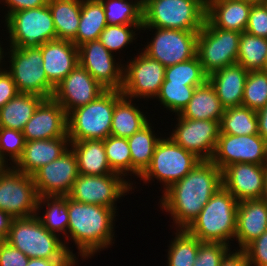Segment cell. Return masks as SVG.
<instances>
[{"instance_id":"obj_62","label":"cell","mask_w":267,"mask_h":266,"mask_svg":"<svg viewBox=\"0 0 267 266\" xmlns=\"http://www.w3.org/2000/svg\"><path fill=\"white\" fill-rule=\"evenodd\" d=\"M4 242V240L0 237V245Z\"/></svg>"},{"instance_id":"obj_25","label":"cell","mask_w":267,"mask_h":266,"mask_svg":"<svg viewBox=\"0 0 267 266\" xmlns=\"http://www.w3.org/2000/svg\"><path fill=\"white\" fill-rule=\"evenodd\" d=\"M248 70L238 63L226 66L208 75L224 109L242 105Z\"/></svg>"},{"instance_id":"obj_51","label":"cell","mask_w":267,"mask_h":266,"mask_svg":"<svg viewBox=\"0 0 267 266\" xmlns=\"http://www.w3.org/2000/svg\"><path fill=\"white\" fill-rule=\"evenodd\" d=\"M220 266H250L248 256L243 249L229 251L223 258Z\"/></svg>"},{"instance_id":"obj_28","label":"cell","mask_w":267,"mask_h":266,"mask_svg":"<svg viewBox=\"0 0 267 266\" xmlns=\"http://www.w3.org/2000/svg\"><path fill=\"white\" fill-rule=\"evenodd\" d=\"M224 108L210 82L197 86L191 100L179 114L182 118L220 121Z\"/></svg>"},{"instance_id":"obj_10","label":"cell","mask_w":267,"mask_h":266,"mask_svg":"<svg viewBox=\"0 0 267 266\" xmlns=\"http://www.w3.org/2000/svg\"><path fill=\"white\" fill-rule=\"evenodd\" d=\"M241 32L214 27L207 19L197 36L198 56L207 75L235 64Z\"/></svg>"},{"instance_id":"obj_55","label":"cell","mask_w":267,"mask_h":266,"mask_svg":"<svg viewBox=\"0 0 267 266\" xmlns=\"http://www.w3.org/2000/svg\"><path fill=\"white\" fill-rule=\"evenodd\" d=\"M262 199L267 203V165H266V169H265L264 191H263Z\"/></svg>"},{"instance_id":"obj_36","label":"cell","mask_w":267,"mask_h":266,"mask_svg":"<svg viewBox=\"0 0 267 266\" xmlns=\"http://www.w3.org/2000/svg\"><path fill=\"white\" fill-rule=\"evenodd\" d=\"M267 58V39L241 33L237 62L248 71L263 70Z\"/></svg>"},{"instance_id":"obj_9","label":"cell","mask_w":267,"mask_h":266,"mask_svg":"<svg viewBox=\"0 0 267 266\" xmlns=\"http://www.w3.org/2000/svg\"><path fill=\"white\" fill-rule=\"evenodd\" d=\"M7 50H10L7 53L10 55V64L6 71L12 76L19 93L40 95L45 99L52 98L55 87L45 74L41 49L8 46Z\"/></svg>"},{"instance_id":"obj_15","label":"cell","mask_w":267,"mask_h":266,"mask_svg":"<svg viewBox=\"0 0 267 266\" xmlns=\"http://www.w3.org/2000/svg\"><path fill=\"white\" fill-rule=\"evenodd\" d=\"M211 161L221 170L234 163L267 165V141L259 134H220Z\"/></svg>"},{"instance_id":"obj_20","label":"cell","mask_w":267,"mask_h":266,"mask_svg":"<svg viewBox=\"0 0 267 266\" xmlns=\"http://www.w3.org/2000/svg\"><path fill=\"white\" fill-rule=\"evenodd\" d=\"M25 141L68 136L67 113L53 98L44 99L22 131Z\"/></svg>"},{"instance_id":"obj_5","label":"cell","mask_w":267,"mask_h":266,"mask_svg":"<svg viewBox=\"0 0 267 266\" xmlns=\"http://www.w3.org/2000/svg\"><path fill=\"white\" fill-rule=\"evenodd\" d=\"M119 90H105L95 100L67 114L70 142L105 140L111 132L116 101L122 96Z\"/></svg>"},{"instance_id":"obj_58","label":"cell","mask_w":267,"mask_h":266,"mask_svg":"<svg viewBox=\"0 0 267 266\" xmlns=\"http://www.w3.org/2000/svg\"><path fill=\"white\" fill-rule=\"evenodd\" d=\"M131 1H133V0H131ZM146 1H147V0H134V2L139 3L142 7H144Z\"/></svg>"},{"instance_id":"obj_39","label":"cell","mask_w":267,"mask_h":266,"mask_svg":"<svg viewBox=\"0 0 267 266\" xmlns=\"http://www.w3.org/2000/svg\"><path fill=\"white\" fill-rule=\"evenodd\" d=\"M208 80L198 56L192 59L166 67L164 81L185 83L188 86H201Z\"/></svg>"},{"instance_id":"obj_47","label":"cell","mask_w":267,"mask_h":266,"mask_svg":"<svg viewBox=\"0 0 267 266\" xmlns=\"http://www.w3.org/2000/svg\"><path fill=\"white\" fill-rule=\"evenodd\" d=\"M250 266H267V231L253 240L243 249Z\"/></svg>"},{"instance_id":"obj_12","label":"cell","mask_w":267,"mask_h":266,"mask_svg":"<svg viewBox=\"0 0 267 266\" xmlns=\"http://www.w3.org/2000/svg\"><path fill=\"white\" fill-rule=\"evenodd\" d=\"M155 30L154 37L145 45L142 52L148 57L168 67L188 61L196 56L199 32L177 29L141 27V30Z\"/></svg>"},{"instance_id":"obj_16","label":"cell","mask_w":267,"mask_h":266,"mask_svg":"<svg viewBox=\"0 0 267 266\" xmlns=\"http://www.w3.org/2000/svg\"><path fill=\"white\" fill-rule=\"evenodd\" d=\"M177 116L169 137L201 160H211L220 135V121L195 120Z\"/></svg>"},{"instance_id":"obj_38","label":"cell","mask_w":267,"mask_h":266,"mask_svg":"<svg viewBox=\"0 0 267 266\" xmlns=\"http://www.w3.org/2000/svg\"><path fill=\"white\" fill-rule=\"evenodd\" d=\"M108 24H143V7L131 0H101Z\"/></svg>"},{"instance_id":"obj_27","label":"cell","mask_w":267,"mask_h":266,"mask_svg":"<svg viewBox=\"0 0 267 266\" xmlns=\"http://www.w3.org/2000/svg\"><path fill=\"white\" fill-rule=\"evenodd\" d=\"M76 155L79 175H107L114 173L108 164L103 140L70 142Z\"/></svg>"},{"instance_id":"obj_60","label":"cell","mask_w":267,"mask_h":266,"mask_svg":"<svg viewBox=\"0 0 267 266\" xmlns=\"http://www.w3.org/2000/svg\"><path fill=\"white\" fill-rule=\"evenodd\" d=\"M213 0H202V2L205 4V5H208L210 2H212Z\"/></svg>"},{"instance_id":"obj_19","label":"cell","mask_w":267,"mask_h":266,"mask_svg":"<svg viewBox=\"0 0 267 266\" xmlns=\"http://www.w3.org/2000/svg\"><path fill=\"white\" fill-rule=\"evenodd\" d=\"M106 89L79 64L58 84L52 98L68 114L95 100Z\"/></svg>"},{"instance_id":"obj_57","label":"cell","mask_w":267,"mask_h":266,"mask_svg":"<svg viewBox=\"0 0 267 266\" xmlns=\"http://www.w3.org/2000/svg\"><path fill=\"white\" fill-rule=\"evenodd\" d=\"M1 42V41H0ZM1 43H0V67L3 65V66H5L6 65V63H4V58H5V56H6V53L7 52H5L4 53V50H6V49H3V47H1ZM5 55V56H4ZM3 60V61H2ZM3 63V64H2ZM2 64V65H1ZM5 64V65H4Z\"/></svg>"},{"instance_id":"obj_31","label":"cell","mask_w":267,"mask_h":266,"mask_svg":"<svg viewBox=\"0 0 267 266\" xmlns=\"http://www.w3.org/2000/svg\"><path fill=\"white\" fill-rule=\"evenodd\" d=\"M150 121L139 131L127 138L131 160H132V176L140 177L149 167L155 147L162 138L156 136Z\"/></svg>"},{"instance_id":"obj_23","label":"cell","mask_w":267,"mask_h":266,"mask_svg":"<svg viewBox=\"0 0 267 266\" xmlns=\"http://www.w3.org/2000/svg\"><path fill=\"white\" fill-rule=\"evenodd\" d=\"M70 148L68 136L26 141L20 158L12 167L27 175H33L42 166L58 159Z\"/></svg>"},{"instance_id":"obj_26","label":"cell","mask_w":267,"mask_h":266,"mask_svg":"<svg viewBox=\"0 0 267 266\" xmlns=\"http://www.w3.org/2000/svg\"><path fill=\"white\" fill-rule=\"evenodd\" d=\"M252 4L242 0H213L206 5V19L214 27L242 33L246 30Z\"/></svg>"},{"instance_id":"obj_8","label":"cell","mask_w":267,"mask_h":266,"mask_svg":"<svg viewBox=\"0 0 267 266\" xmlns=\"http://www.w3.org/2000/svg\"><path fill=\"white\" fill-rule=\"evenodd\" d=\"M5 24L7 33H9V46L39 47L46 42L57 39L48 4L14 12L5 19Z\"/></svg>"},{"instance_id":"obj_4","label":"cell","mask_w":267,"mask_h":266,"mask_svg":"<svg viewBox=\"0 0 267 266\" xmlns=\"http://www.w3.org/2000/svg\"><path fill=\"white\" fill-rule=\"evenodd\" d=\"M238 204L237 199L222 186L186 230L201 242L230 246V240L235 239Z\"/></svg>"},{"instance_id":"obj_7","label":"cell","mask_w":267,"mask_h":266,"mask_svg":"<svg viewBox=\"0 0 267 266\" xmlns=\"http://www.w3.org/2000/svg\"><path fill=\"white\" fill-rule=\"evenodd\" d=\"M201 161L194 153L176 144L170 137L158 141L151 163L139 177L145 184L154 178L163 185V192L181 180Z\"/></svg>"},{"instance_id":"obj_11","label":"cell","mask_w":267,"mask_h":266,"mask_svg":"<svg viewBox=\"0 0 267 266\" xmlns=\"http://www.w3.org/2000/svg\"><path fill=\"white\" fill-rule=\"evenodd\" d=\"M134 190L132 181L122 175H79L67 195L69 198L86 204H95L113 208L117 211V201Z\"/></svg>"},{"instance_id":"obj_46","label":"cell","mask_w":267,"mask_h":266,"mask_svg":"<svg viewBox=\"0 0 267 266\" xmlns=\"http://www.w3.org/2000/svg\"><path fill=\"white\" fill-rule=\"evenodd\" d=\"M245 31L267 39V4L265 2L252 4Z\"/></svg>"},{"instance_id":"obj_43","label":"cell","mask_w":267,"mask_h":266,"mask_svg":"<svg viewBox=\"0 0 267 266\" xmlns=\"http://www.w3.org/2000/svg\"><path fill=\"white\" fill-rule=\"evenodd\" d=\"M267 104V72L249 71L244 87L242 105L259 111Z\"/></svg>"},{"instance_id":"obj_30","label":"cell","mask_w":267,"mask_h":266,"mask_svg":"<svg viewBox=\"0 0 267 266\" xmlns=\"http://www.w3.org/2000/svg\"><path fill=\"white\" fill-rule=\"evenodd\" d=\"M44 99L40 95L18 93L0 109V127L22 132Z\"/></svg>"},{"instance_id":"obj_53","label":"cell","mask_w":267,"mask_h":266,"mask_svg":"<svg viewBox=\"0 0 267 266\" xmlns=\"http://www.w3.org/2000/svg\"><path fill=\"white\" fill-rule=\"evenodd\" d=\"M258 133L267 141V104L257 111Z\"/></svg>"},{"instance_id":"obj_13","label":"cell","mask_w":267,"mask_h":266,"mask_svg":"<svg viewBox=\"0 0 267 266\" xmlns=\"http://www.w3.org/2000/svg\"><path fill=\"white\" fill-rule=\"evenodd\" d=\"M38 193L31 175L9 166L0 174V210L12 218L36 215Z\"/></svg>"},{"instance_id":"obj_24","label":"cell","mask_w":267,"mask_h":266,"mask_svg":"<svg viewBox=\"0 0 267 266\" xmlns=\"http://www.w3.org/2000/svg\"><path fill=\"white\" fill-rule=\"evenodd\" d=\"M267 231V203L262 199L240 201L237 208L235 241L244 249Z\"/></svg>"},{"instance_id":"obj_59","label":"cell","mask_w":267,"mask_h":266,"mask_svg":"<svg viewBox=\"0 0 267 266\" xmlns=\"http://www.w3.org/2000/svg\"><path fill=\"white\" fill-rule=\"evenodd\" d=\"M242 1H248L251 3H261V2H265L266 0H242Z\"/></svg>"},{"instance_id":"obj_35","label":"cell","mask_w":267,"mask_h":266,"mask_svg":"<svg viewBox=\"0 0 267 266\" xmlns=\"http://www.w3.org/2000/svg\"><path fill=\"white\" fill-rule=\"evenodd\" d=\"M220 134H259L257 111L243 105L225 109L220 120Z\"/></svg>"},{"instance_id":"obj_50","label":"cell","mask_w":267,"mask_h":266,"mask_svg":"<svg viewBox=\"0 0 267 266\" xmlns=\"http://www.w3.org/2000/svg\"><path fill=\"white\" fill-rule=\"evenodd\" d=\"M4 3V7L7 6V14L4 16L5 19L12 13L45 6L48 4V0H0V3Z\"/></svg>"},{"instance_id":"obj_32","label":"cell","mask_w":267,"mask_h":266,"mask_svg":"<svg viewBox=\"0 0 267 266\" xmlns=\"http://www.w3.org/2000/svg\"><path fill=\"white\" fill-rule=\"evenodd\" d=\"M107 25L101 0H81L79 28L72 42L78 47L85 42L98 40Z\"/></svg>"},{"instance_id":"obj_17","label":"cell","mask_w":267,"mask_h":266,"mask_svg":"<svg viewBox=\"0 0 267 266\" xmlns=\"http://www.w3.org/2000/svg\"><path fill=\"white\" fill-rule=\"evenodd\" d=\"M114 57L99 40L88 41L78 46L79 65L106 90L121 91L124 63L116 62Z\"/></svg>"},{"instance_id":"obj_52","label":"cell","mask_w":267,"mask_h":266,"mask_svg":"<svg viewBox=\"0 0 267 266\" xmlns=\"http://www.w3.org/2000/svg\"><path fill=\"white\" fill-rule=\"evenodd\" d=\"M77 259H41L29 258L27 266H76Z\"/></svg>"},{"instance_id":"obj_6","label":"cell","mask_w":267,"mask_h":266,"mask_svg":"<svg viewBox=\"0 0 267 266\" xmlns=\"http://www.w3.org/2000/svg\"><path fill=\"white\" fill-rule=\"evenodd\" d=\"M206 20L201 0H147L142 27L199 32Z\"/></svg>"},{"instance_id":"obj_1","label":"cell","mask_w":267,"mask_h":266,"mask_svg":"<svg viewBox=\"0 0 267 266\" xmlns=\"http://www.w3.org/2000/svg\"><path fill=\"white\" fill-rule=\"evenodd\" d=\"M222 187V170L211 160H201L181 180L173 183L160 198L161 210L173 219L175 229H187Z\"/></svg>"},{"instance_id":"obj_41","label":"cell","mask_w":267,"mask_h":266,"mask_svg":"<svg viewBox=\"0 0 267 266\" xmlns=\"http://www.w3.org/2000/svg\"><path fill=\"white\" fill-rule=\"evenodd\" d=\"M195 89L196 87L185 85V83L163 81L156 100L158 99L166 110L178 115L191 100Z\"/></svg>"},{"instance_id":"obj_14","label":"cell","mask_w":267,"mask_h":266,"mask_svg":"<svg viewBox=\"0 0 267 266\" xmlns=\"http://www.w3.org/2000/svg\"><path fill=\"white\" fill-rule=\"evenodd\" d=\"M129 61L124 64L122 94L131 99L138 98V101L139 98L155 99L164 81L166 67L142 51Z\"/></svg>"},{"instance_id":"obj_44","label":"cell","mask_w":267,"mask_h":266,"mask_svg":"<svg viewBox=\"0 0 267 266\" xmlns=\"http://www.w3.org/2000/svg\"><path fill=\"white\" fill-rule=\"evenodd\" d=\"M25 142L21 131L0 127V156L7 164L9 161L10 166L14 165L20 158Z\"/></svg>"},{"instance_id":"obj_37","label":"cell","mask_w":267,"mask_h":266,"mask_svg":"<svg viewBox=\"0 0 267 266\" xmlns=\"http://www.w3.org/2000/svg\"><path fill=\"white\" fill-rule=\"evenodd\" d=\"M174 234L168 247L167 266H193L201 241L186 229H176Z\"/></svg>"},{"instance_id":"obj_21","label":"cell","mask_w":267,"mask_h":266,"mask_svg":"<svg viewBox=\"0 0 267 266\" xmlns=\"http://www.w3.org/2000/svg\"><path fill=\"white\" fill-rule=\"evenodd\" d=\"M266 165L234 163L222 170V186L238 202L262 198Z\"/></svg>"},{"instance_id":"obj_42","label":"cell","mask_w":267,"mask_h":266,"mask_svg":"<svg viewBox=\"0 0 267 266\" xmlns=\"http://www.w3.org/2000/svg\"><path fill=\"white\" fill-rule=\"evenodd\" d=\"M143 24H108L105 29L100 33L99 41L109 50L112 54L114 52L123 50L125 47L130 45L135 37L136 31H141ZM136 30V31H135ZM123 48V49H122Z\"/></svg>"},{"instance_id":"obj_61","label":"cell","mask_w":267,"mask_h":266,"mask_svg":"<svg viewBox=\"0 0 267 266\" xmlns=\"http://www.w3.org/2000/svg\"><path fill=\"white\" fill-rule=\"evenodd\" d=\"M264 71L267 72V58H266L265 66H264Z\"/></svg>"},{"instance_id":"obj_56","label":"cell","mask_w":267,"mask_h":266,"mask_svg":"<svg viewBox=\"0 0 267 266\" xmlns=\"http://www.w3.org/2000/svg\"><path fill=\"white\" fill-rule=\"evenodd\" d=\"M8 167L9 164H7L0 156V174H2Z\"/></svg>"},{"instance_id":"obj_49","label":"cell","mask_w":267,"mask_h":266,"mask_svg":"<svg viewBox=\"0 0 267 266\" xmlns=\"http://www.w3.org/2000/svg\"><path fill=\"white\" fill-rule=\"evenodd\" d=\"M19 91L16 84L12 79V76L6 71V69L0 67V109L15 97Z\"/></svg>"},{"instance_id":"obj_33","label":"cell","mask_w":267,"mask_h":266,"mask_svg":"<svg viewBox=\"0 0 267 266\" xmlns=\"http://www.w3.org/2000/svg\"><path fill=\"white\" fill-rule=\"evenodd\" d=\"M57 39L72 41L79 28L81 0H48Z\"/></svg>"},{"instance_id":"obj_54","label":"cell","mask_w":267,"mask_h":266,"mask_svg":"<svg viewBox=\"0 0 267 266\" xmlns=\"http://www.w3.org/2000/svg\"><path fill=\"white\" fill-rule=\"evenodd\" d=\"M12 218L8 213L0 210V237L5 241L10 230Z\"/></svg>"},{"instance_id":"obj_40","label":"cell","mask_w":267,"mask_h":266,"mask_svg":"<svg viewBox=\"0 0 267 266\" xmlns=\"http://www.w3.org/2000/svg\"><path fill=\"white\" fill-rule=\"evenodd\" d=\"M103 141L111 170L125 178L132 176V160L127 138L109 135Z\"/></svg>"},{"instance_id":"obj_18","label":"cell","mask_w":267,"mask_h":266,"mask_svg":"<svg viewBox=\"0 0 267 266\" xmlns=\"http://www.w3.org/2000/svg\"><path fill=\"white\" fill-rule=\"evenodd\" d=\"M78 176L77 158L71 147L32 175L39 197L67 196Z\"/></svg>"},{"instance_id":"obj_22","label":"cell","mask_w":267,"mask_h":266,"mask_svg":"<svg viewBox=\"0 0 267 266\" xmlns=\"http://www.w3.org/2000/svg\"><path fill=\"white\" fill-rule=\"evenodd\" d=\"M48 81L55 87L78 64V47L69 40L55 39L39 46Z\"/></svg>"},{"instance_id":"obj_45","label":"cell","mask_w":267,"mask_h":266,"mask_svg":"<svg viewBox=\"0 0 267 266\" xmlns=\"http://www.w3.org/2000/svg\"><path fill=\"white\" fill-rule=\"evenodd\" d=\"M232 250L229 245L218 242H200L193 266H220L224 256Z\"/></svg>"},{"instance_id":"obj_48","label":"cell","mask_w":267,"mask_h":266,"mask_svg":"<svg viewBox=\"0 0 267 266\" xmlns=\"http://www.w3.org/2000/svg\"><path fill=\"white\" fill-rule=\"evenodd\" d=\"M29 258L4 241L0 245V266H27Z\"/></svg>"},{"instance_id":"obj_34","label":"cell","mask_w":267,"mask_h":266,"mask_svg":"<svg viewBox=\"0 0 267 266\" xmlns=\"http://www.w3.org/2000/svg\"><path fill=\"white\" fill-rule=\"evenodd\" d=\"M46 206L45 212L40 215ZM36 216L44 227L57 235L64 234L67 237L68 196H43L38 198ZM60 233V234H59Z\"/></svg>"},{"instance_id":"obj_29","label":"cell","mask_w":267,"mask_h":266,"mask_svg":"<svg viewBox=\"0 0 267 266\" xmlns=\"http://www.w3.org/2000/svg\"><path fill=\"white\" fill-rule=\"evenodd\" d=\"M133 101V99L124 95L116 101L110 135L128 138L149 122L147 119L149 117H147L136 103L133 104Z\"/></svg>"},{"instance_id":"obj_3","label":"cell","mask_w":267,"mask_h":266,"mask_svg":"<svg viewBox=\"0 0 267 266\" xmlns=\"http://www.w3.org/2000/svg\"><path fill=\"white\" fill-rule=\"evenodd\" d=\"M61 235L48 231L36 215L14 218L5 241L28 258L77 259ZM60 237V238H59Z\"/></svg>"},{"instance_id":"obj_2","label":"cell","mask_w":267,"mask_h":266,"mask_svg":"<svg viewBox=\"0 0 267 266\" xmlns=\"http://www.w3.org/2000/svg\"><path fill=\"white\" fill-rule=\"evenodd\" d=\"M116 210L106 206L77 202L68 197V228L66 241L71 239L79 255L91 258L114 244ZM70 236V238H69Z\"/></svg>"}]
</instances>
